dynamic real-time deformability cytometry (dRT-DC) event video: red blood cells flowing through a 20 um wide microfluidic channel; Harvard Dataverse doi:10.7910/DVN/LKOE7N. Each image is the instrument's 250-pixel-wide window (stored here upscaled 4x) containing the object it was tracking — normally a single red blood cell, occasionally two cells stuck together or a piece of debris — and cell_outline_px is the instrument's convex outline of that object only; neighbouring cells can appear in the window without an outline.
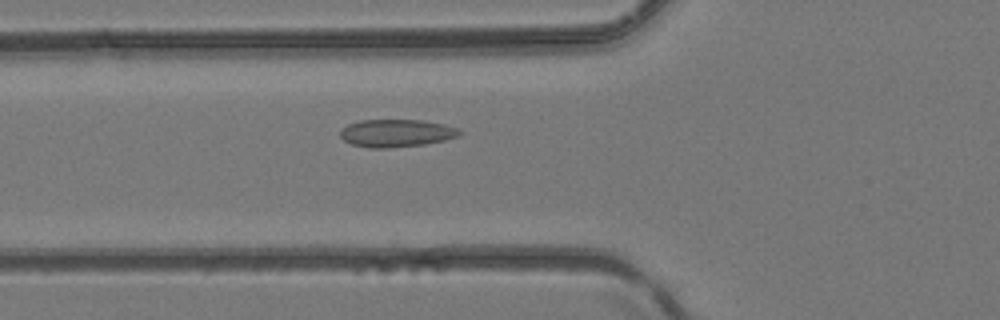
{"species": "common noctule bat (a hibernating species)", "species_latin": "Nyctalus noctula", "temperature_condition": "room temperature", "stored_images_in_passage": 42, "camera_frame_rate_fps": 3000, "um_per_image_px": 0.085, "animal": {"sex": "female", "body_mass_g": 24.6, "forearm_length_mm": 56.2}, "frame": {"image": 1, "passage_image": 15, "time_ms": 4.667, "image_size_px": [1000, 320], "cell_outline_px": [[464, 132], [460, 136], [444, 140], [424, 144], [388, 148], [368, 148], [352, 144], [344, 140], [340, 136], [340, 128], [348, 124], [360, 120], [420, 120], [444, 124], [456, 128]], "centroid_in_image_um": [33.68, 11.31], "position_along_channel_um": 92.1, "area_um2": 19.31}}
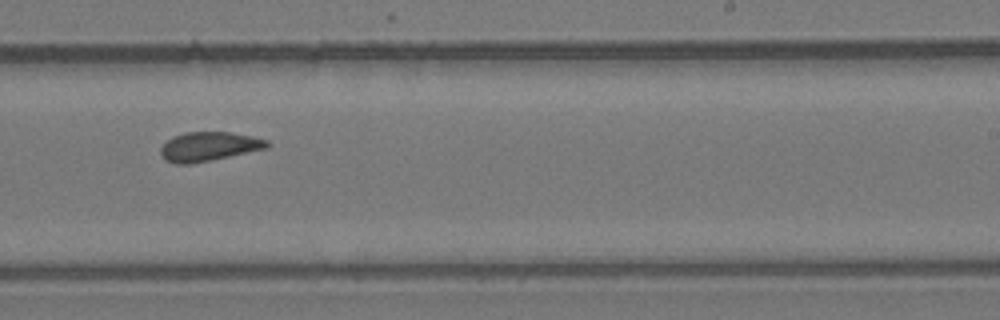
{"frame": {"image": 2, "passage_image": 26, "time_ms": 8.333, "image_size_px": [1000, 320], "cell_outline_px": [[272, 144], [268, 148], [212, 160], [188, 164], [176, 164], [164, 160], [160, 156], [160, 148], [172, 136], [184, 132], [228, 132], [252, 136], [268, 140]], "centroid_in_image_um": [17.75, 12.46], "position_along_channel_um": 271.3, "area_um2": 18.26}}
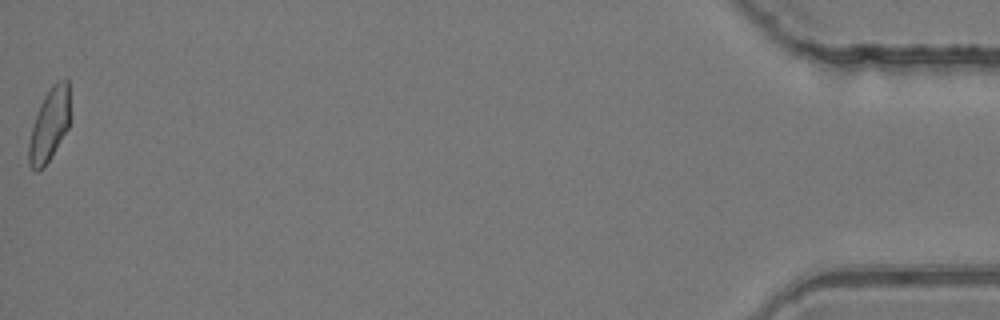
{"frame": {"image": 3, "passage_image": 42, "time_ms": 13.667, "image_size_px": [1000, 320], "cell_outline_px": [[68, 128], [44, 168], [36, 172], [28, 164], [28, 144], [32, 124], [40, 104], [44, 96], [52, 84], [56, 80], [68, 80]], "centroid_in_image_um": [4.15, 10.65], "position_along_channel_um": 431.1, "area_um2": 17.34}}